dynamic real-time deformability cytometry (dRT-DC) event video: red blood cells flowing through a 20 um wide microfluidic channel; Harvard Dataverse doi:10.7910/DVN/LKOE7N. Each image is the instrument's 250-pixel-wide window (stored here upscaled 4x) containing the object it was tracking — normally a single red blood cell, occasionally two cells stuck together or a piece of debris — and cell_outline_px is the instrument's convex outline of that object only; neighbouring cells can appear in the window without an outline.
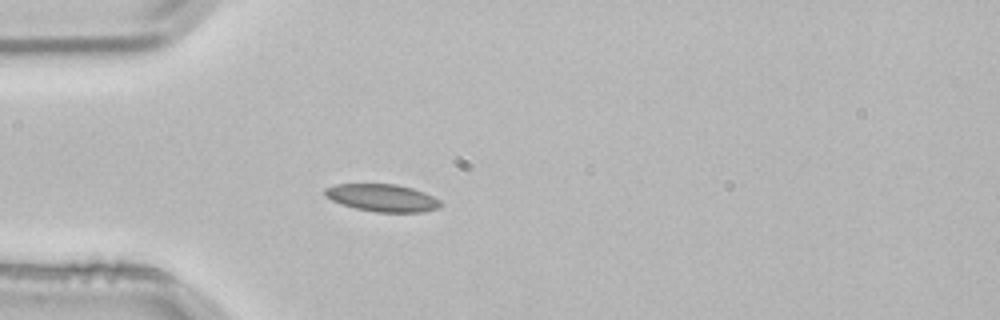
{"species": "common noctule bat (a hibernating species)", "species_latin": "Nyctalus noctula", "temperature_condition": "room temperature", "stored_images_in_passage": 3, "camera_frame_rate_fps": 3000, "um_per_image_px": 0.085, "animal": {"sex": "male", "body_mass_g": 21.5, "forearm_length_mm": 52.0}, "frame": {"image": 1, "passage_image": 3, "time_ms": 0.667, "image_size_px": [1000, 320], "cell_outline_px": [[444, 204], [440, 208], [424, 212], [376, 212], [356, 208], [332, 200], [324, 196], [324, 188], [336, 184], [396, 184], [412, 188], [424, 192], [440, 200]], "centroid_in_image_um": [32.53, 16.81], "position_along_channel_um": 52.5, "area_um2": 18.55}}